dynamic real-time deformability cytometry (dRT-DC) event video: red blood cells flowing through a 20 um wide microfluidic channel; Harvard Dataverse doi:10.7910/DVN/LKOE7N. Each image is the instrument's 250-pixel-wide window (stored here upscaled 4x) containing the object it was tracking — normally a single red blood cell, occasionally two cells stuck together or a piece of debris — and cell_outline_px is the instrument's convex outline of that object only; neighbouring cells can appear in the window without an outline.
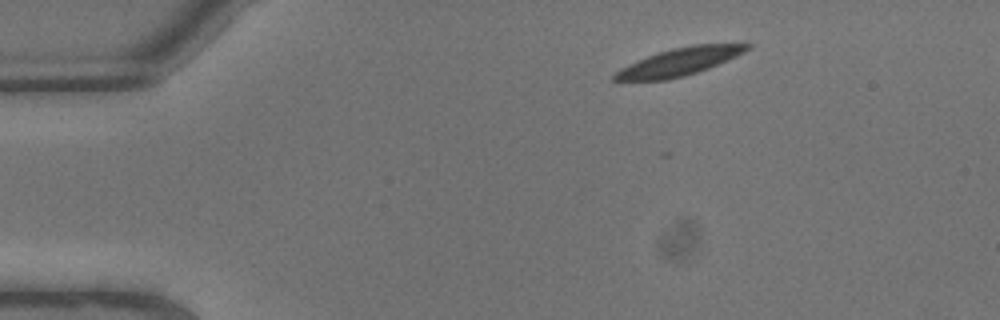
{"species": "common noctule bat (a hibernating species)", "species_latin": "Nyctalus noctula", "temperature_condition": "warm", "stored_images_in_passage": 4, "camera_frame_rate_fps": 3000, "um_per_image_px": 0.085, "animal": {"sex": "male", "body_mass_g": 13.3}, "frame": {"image": 1, "passage_image": 1, "time_ms": 0.0, "image_size_px": [1000, 320], "cell_outline_px": [[752, 48], [736, 56], [708, 68], [684, 76], [668, 80], [612, 80], [612, 76], [620, 68], [628, 64], [648, 56], [672, 48], [692, 44], [752, 44]], "centroid_in_image_um": [57.74, 5.25], "position_along_channel_um": 27.3, "area_um2": 21.04}}
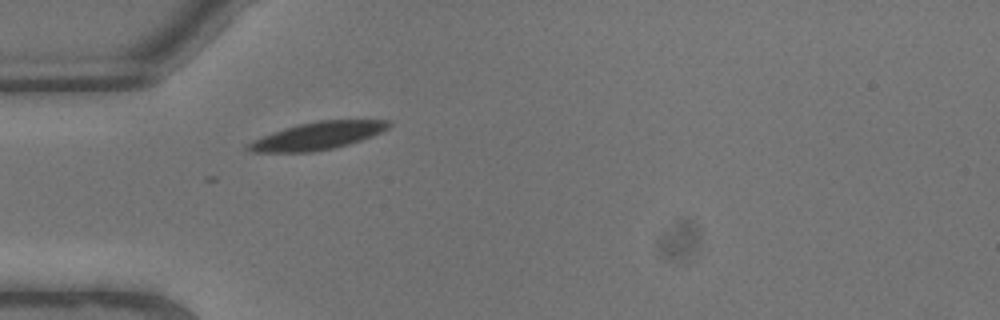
{"frame": {"image": 2, "passage_image": 4, "time_ms": 1.0, "image_size_px": [1000, 320], "cell_outline_px": [[392, 124], [388, 128], [372, 136], [348, 144], [332, 148], [312, 152], [252, 152], [244, 148], [244, 144], [252, 140], [284, 128], [300, 124], [320, 120], [392, 120]], "centroid_in_image_um": [26.96, 11.55], "position_along_channel_um": 58.0, "area_um2": 22.48}}